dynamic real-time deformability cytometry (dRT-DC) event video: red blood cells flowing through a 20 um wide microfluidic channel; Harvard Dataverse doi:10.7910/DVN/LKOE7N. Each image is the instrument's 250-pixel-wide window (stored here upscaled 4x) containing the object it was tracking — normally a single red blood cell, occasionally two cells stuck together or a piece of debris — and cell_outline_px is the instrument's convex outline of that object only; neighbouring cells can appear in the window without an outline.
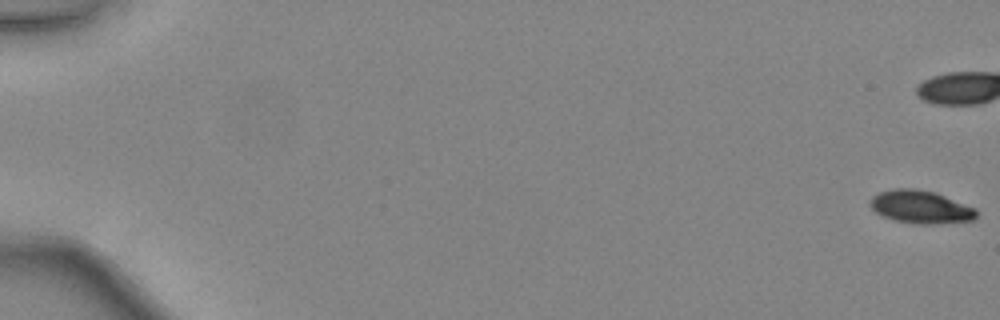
{"species": "common noctule bat (a hibernating species)", "species_latin": "Nyctalus noctula", "temperature_condition": "warm", "stored_images_in_passage": 49, "camera_frame_rate_fps": 3000, "um_per_image_px": 0.085, "animal": {"sex": "female", "body_mass_g": 24.6, "forearm_length_mm": 56.2}, "frame": {"image": 1, "passage_image": 1, "time_ms": 0.0, "image_size_px": [1000, 320], "cell_outline_px": [[976, 216], [972, 220], [932, 224], [912, 224], [892, 220], [876, 212], [868, 204], [872, 196], [880, 192], [896, 188], [912, 188], [932, 192], [944, 196], [976, 208]], "centroid_in_image_um": [78.21, 17.6], "position_along_channel_um": 6.8, "area_um2": 20.23}, "authors_computed_cell_mechanics": {"area_um2": 22.7732, "velocity_mm_per_s": 4.447, "shape_relaxation_time_tau1_ms": 2.5277, "shape_relaxation_time_tau2_ms": null, "deformation_change_tau1": 0.1091, "deformation_change_tau2": null}}